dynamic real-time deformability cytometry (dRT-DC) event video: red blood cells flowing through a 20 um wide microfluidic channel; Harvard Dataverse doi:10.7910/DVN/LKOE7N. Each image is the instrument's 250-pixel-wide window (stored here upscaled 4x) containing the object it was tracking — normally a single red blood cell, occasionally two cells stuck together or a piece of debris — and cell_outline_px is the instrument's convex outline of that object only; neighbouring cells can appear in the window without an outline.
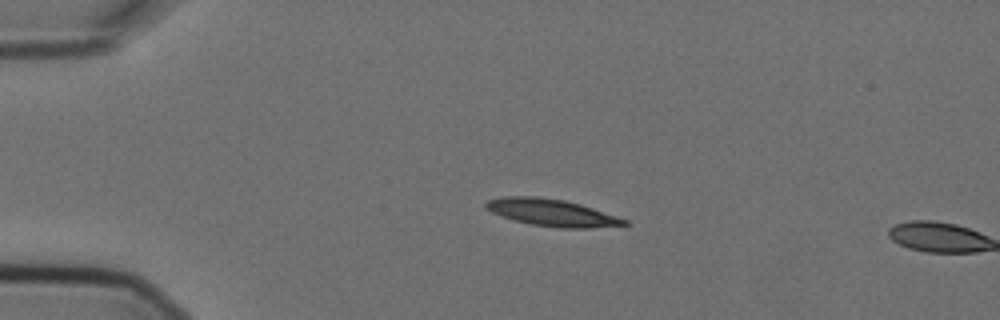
{"species": "Egyptian fruit bat (a non-hibernating species)", "species_latin": "Rousettus aegyptiacus", "temperature_condition": "cold", "stored_images_in_passage": 4, "camera_frame_rate_fps": 3000, "um_per_image_px": 0.085, "animal": {"sex": "female"}, "frame": {"image": 1, "passage_image": 3, "time_ms": 0.667, "image_size_px": [1000, 320], "cell_outline_px": [[628, 224], [588, 228], [556, 228], [532, 224], [512, 220], [500, 216], [484, 208], [484, 204], [488, 200], [504, 196], [540, 196], [564, 200], [580, 204], [628, 220]], "centroid_in_image_um": [46.84, 18.07], "position_along_channel_um": 38.2, "area_um2": 21.79}}